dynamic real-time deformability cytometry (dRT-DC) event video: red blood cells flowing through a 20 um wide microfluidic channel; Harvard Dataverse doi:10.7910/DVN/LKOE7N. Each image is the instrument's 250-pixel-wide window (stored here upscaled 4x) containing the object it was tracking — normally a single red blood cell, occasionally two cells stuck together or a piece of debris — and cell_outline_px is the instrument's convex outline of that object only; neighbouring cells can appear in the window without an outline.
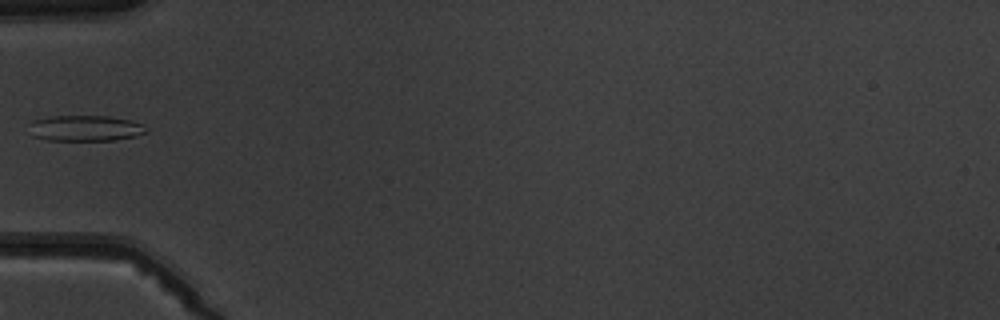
{"species": "common noctule bat (a hibernating species)", "species_latin": "Nyctalus noctula", "temperature_condition": "warm", "stored_images_in_passage": 7, "camera_frame_rate_fps": 3000, "um_per_image_px": 0.085, "animal": {"sex": "male", "body_mass_g": 19.5, "forearm_length_mm": 54.6}, "frame": {"image": 1, "passage_image": 5, "time_ms": 4.667, "image_size_px": [1000, 320], "cell_outline_px": [[148, 132], [136, 136], [116, 140], [48, 140], [32, 136], [28, 124], [32, 120], [52, 116], [108, 116], [132, 120], [144, 124], [148, 128]], "centroid_in_image_um": [7.27, 10.89], "position_along_channel_um": 77.7, "area_um2": 17.86}}
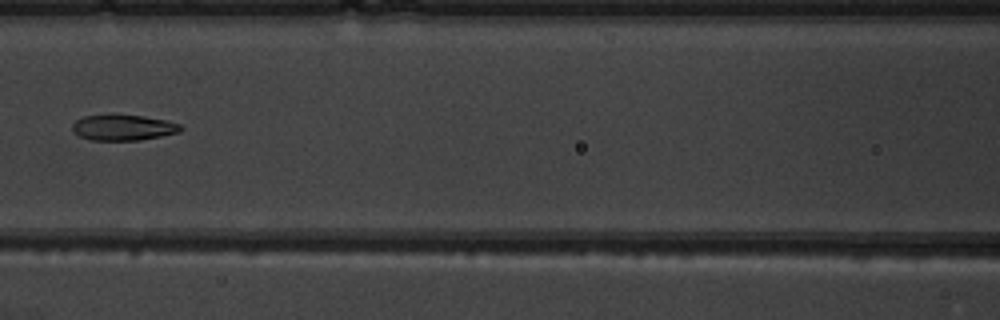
{"frame": {"image": 2, "passage_image": 7, "time_ms": 6.667, "image_size_px": [1000, 320], "cell_outline_px": [[184, 128], [180, 132], [140, 140], [92, 140], [80, 136], [72, 132], [72, 124], [76, 120], [84, 116], [144, 116], [164, 120], [180, 124]], "centroid_in_image_um": [10.48, 10.86], "position_along_channel_um": 156.1, "area_um2": 15.9}}